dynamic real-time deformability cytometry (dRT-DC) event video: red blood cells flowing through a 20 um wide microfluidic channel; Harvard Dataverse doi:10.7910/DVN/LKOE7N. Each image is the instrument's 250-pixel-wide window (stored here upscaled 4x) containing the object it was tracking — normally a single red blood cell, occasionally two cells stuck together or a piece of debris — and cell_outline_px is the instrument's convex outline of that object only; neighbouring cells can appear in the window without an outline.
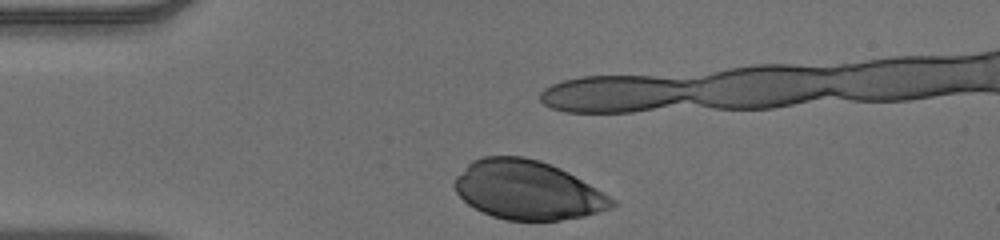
{"species": "human", "species_latin": "Homo sapiens", "temperature_condition": "warm", "stored_images_in_passage": 10, "camera_frame_rate_fps": 3000, "um_per_image_px": 0.085, "donor": {"sex": "male"}, "frame": {"image": 1, "passage_image": 1, "time_ms": 0.0, "image_size_px": [1000, 240], "cell_outline_px": [[616, 204], [612, 208], [584, 216], [560, 220], [504, 220], [492, 216], [468, 204], [456, 192], [452, 184], [456, 176], [472, 160], [484, 156], [524, 156], [540, 160], [560, 168], [568, 172], [596, 188], [616, 200]], "centroid_in_image_um": [44.83, 16.15], "position_along_channel_um": 40.2, "area_um2": 53.93}}